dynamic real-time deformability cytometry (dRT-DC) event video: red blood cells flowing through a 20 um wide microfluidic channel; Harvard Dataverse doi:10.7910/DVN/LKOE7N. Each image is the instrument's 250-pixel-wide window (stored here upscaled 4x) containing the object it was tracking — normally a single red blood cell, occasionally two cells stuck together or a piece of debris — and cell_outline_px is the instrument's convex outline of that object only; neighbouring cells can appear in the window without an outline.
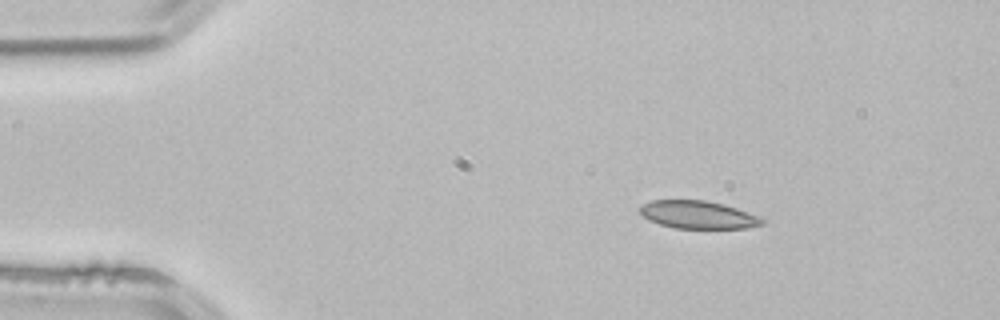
{"species": "common noctule bat (a hibernating species)", "species_latin": "Nyctalus noctula", "temperature_condition": "room temperature", "stored_images_in_passage": 3, "segment_of_instrument_passage": [1, 2], "camera_frame_rate_fps": 3000, "um_per_image_px": 0.085, "animal": {"sex": "male", "body_mass_g": 21.5, "forearm_length_mm": 52.0}, "frame": {"image": 1, "passage_image": 1, "time_ms": 0.0, "image_size_px": [1000, 320], "cell_outline_px": [[768, 220], [764, 224], [748, 228], [676, 228], [660, 224], [648, 220], [640, 212], [640, 204], [652, 200], [704, 200], [724, 204], [736, 208]], "centroid_in_image_um": [59.34, 18.25], "position_along_channel_um": 25.7, "area_um2": 19.83}}